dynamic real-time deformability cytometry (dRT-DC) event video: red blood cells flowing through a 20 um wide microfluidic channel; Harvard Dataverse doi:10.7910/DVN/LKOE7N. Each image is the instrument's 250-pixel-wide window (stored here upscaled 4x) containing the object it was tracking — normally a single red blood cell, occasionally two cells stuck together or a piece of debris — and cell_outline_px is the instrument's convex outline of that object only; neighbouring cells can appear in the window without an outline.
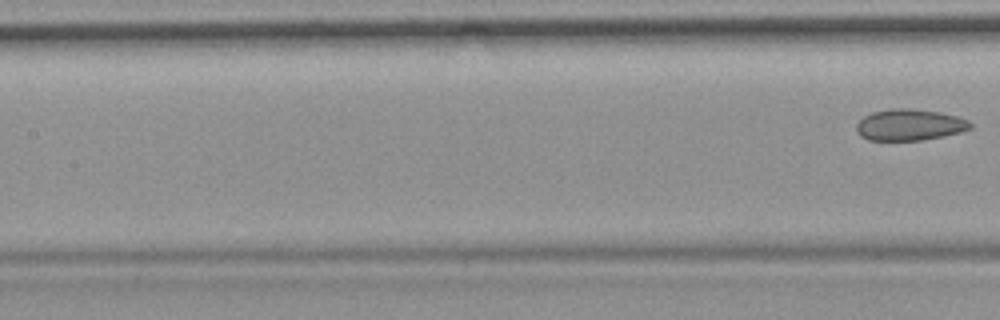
{"species": "common noctule bat (a hibernating species)", "species_latin": "Nyctalus noctula", "temperature_condition": "room temperature", "stored_images_in_passage": 9, "segment_of_instrument_passage": [2, 2], "camera_frame_rate_fps": 3000, "um_per_image_px": 0.085, "animal": {"sex": "female", "body_mass_g": 19.9}, "frame": {"image": 1, "passage_image": 9, "time_ms": 10.667, "image_size_px": [1000, 320], "cell_outline_px": [[972, 128], [960, 132], [944, 136], [920, 140], [868, 140], [860, 136], [856, 132], [856, 124], [864, 116], [872, 112], [892, 108], [912, 108], [940, 112], [960, 116], [968, 120], [972, 124]], "centroid_in_image_um": [77.32, 10.6], "position_along_channel_um": 130.1, "area_um2": 21.04}}